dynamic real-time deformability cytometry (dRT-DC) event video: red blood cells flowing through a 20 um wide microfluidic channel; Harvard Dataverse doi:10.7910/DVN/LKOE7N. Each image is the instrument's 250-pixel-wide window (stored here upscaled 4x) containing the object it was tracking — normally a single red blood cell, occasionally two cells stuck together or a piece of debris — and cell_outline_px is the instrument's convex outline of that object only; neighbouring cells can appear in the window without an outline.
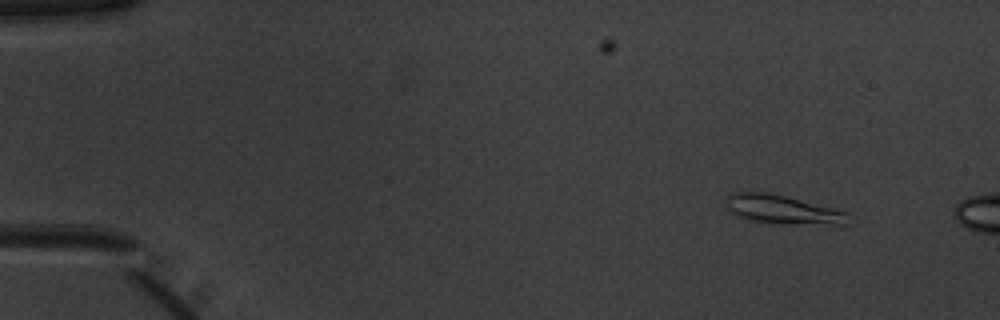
{"species": "common noctule bat (a hibernating species)", "species_latin": "Nyctalus noctula", "temperature_condition": "warm", "stored_images_in_passage": 8, "camera_frame_rate_fps": 3000, "um_per_image_px": 0.085, "animal": {"sex": "male", "body_mass_g": 20.1, "forearm_length_mm": 53.5}, "frame": {"image": 1, "passage_image": 2, "time_ms": 0.333, "image_size_px": [1000, 320], "cell_outline_px": [[848, 224], [768, 224], [752, 220], [740, 216], [732, 212], [724, 204], [724, 200], [732, 192], [768, 192], [848, 212]], "centroid_in_image_um": [66.48, 17.82], "position_along_channel_um": 18.5, "area_um2": 20.4}}